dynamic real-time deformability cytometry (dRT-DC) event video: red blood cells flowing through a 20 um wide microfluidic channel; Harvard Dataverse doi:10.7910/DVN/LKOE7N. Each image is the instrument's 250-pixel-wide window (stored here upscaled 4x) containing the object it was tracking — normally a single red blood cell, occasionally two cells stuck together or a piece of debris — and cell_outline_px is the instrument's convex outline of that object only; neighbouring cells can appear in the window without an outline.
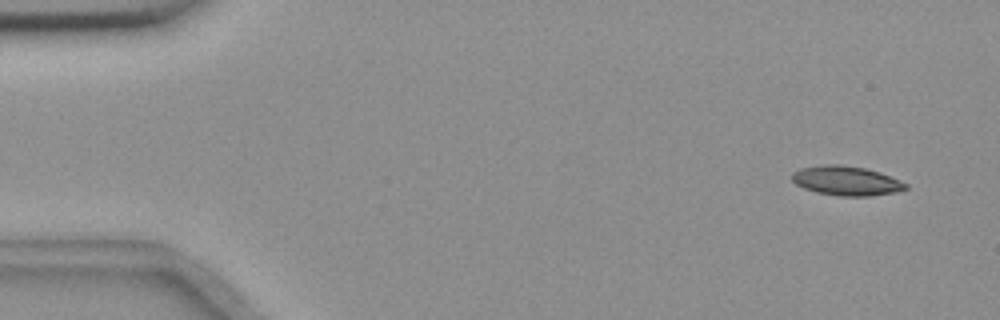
{"species": "common noctule bat (a hibernating species)", "species_latin": "Nyctalus noctula", "temperature_condition": "room temperature", "stored_images_in_passage": 18, "camera_frame_rate_fps": 3000, "um_per_image_px": 0.085, "animal": {"sex": "female", "body_mass_g": 18.4}, "frame": {"image": 1, "passage_image": 4, "time_ms": 1.0, "image_size_px": [1000, 320], "cell_outline_px": [[908, 188], [896, 192], [868, 196], [840, 196], [816, 192], [804, 188], [796, 184], [792, 180], [792, 172], [800, 168], [828, 164], [840, 164], [864, 168], [880, 172], [908, 184]], "centroid_in_image_um": [71.93, 15.36], "position_along_channel_um": 13.1, "area_um2": 19.42}}
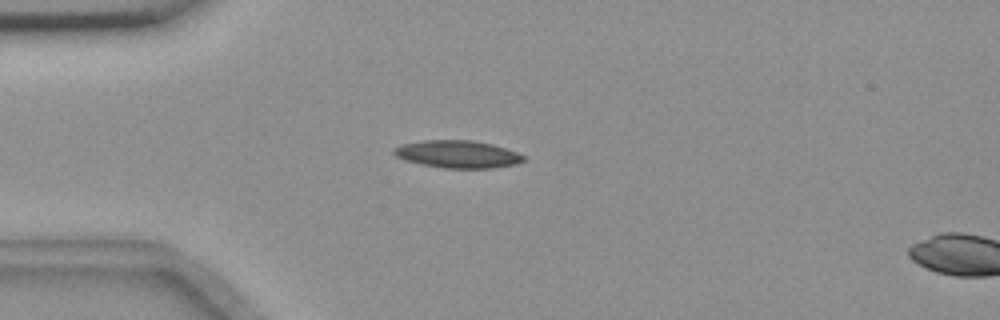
{"frame": {"image": 2, "passage_image": 15, "time_ms": 4.667, "image_size_px": [1000, 320], "cell_outline_px": [[524, 160], [516, 164], [492, 168], [444, 168], [420, 164], [404, 160], [396, 156], [392, 152], [392, 148], [404, 144], [424, 140], [472, 140], [492, 144], [516, 152], [524, 156]], "centroid_in_image_um": [38.86, 13.11], "position_along_channel_um": 46.1, "area_um2": 20.69}}